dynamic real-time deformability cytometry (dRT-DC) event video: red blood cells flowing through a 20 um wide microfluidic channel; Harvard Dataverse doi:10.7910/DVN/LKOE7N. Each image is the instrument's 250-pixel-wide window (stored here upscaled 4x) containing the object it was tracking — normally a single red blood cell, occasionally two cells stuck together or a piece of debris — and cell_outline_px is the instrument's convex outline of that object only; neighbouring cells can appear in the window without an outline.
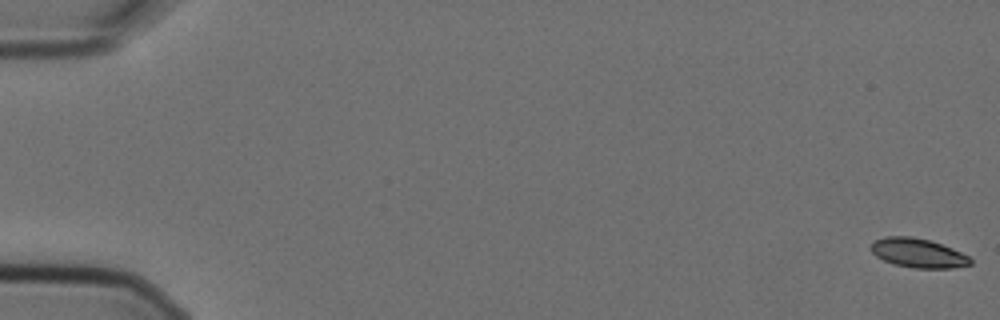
{"species": "Egyptian fruit bat (a non-hibernating species)", "species_latin": "Rousettus aegyptiacus", "temperature_condition": "cold", "stored_images_in_passage": 8, "camera_frame_rate_fps": 3000, "um_per_image_px": 0.085, "animal": {"sex": "female"}, "frame": {"image": 1, "passage_image": 1, "time_ms": 0.0, "image_size_px": [1000, 320], "cell_outline_px": [[972, 264], [952, 268], [916, 268], [892, 264], [876, 256], [868, 248], [876, 240], [884, 236], [912, 236], [928, 240], [952, 248], [968, 256], [972, 260]], "centroid_in_image_um": [78.01, 21.51], "position_along_channel_um": 7.0, "area_um2": 16.88}}
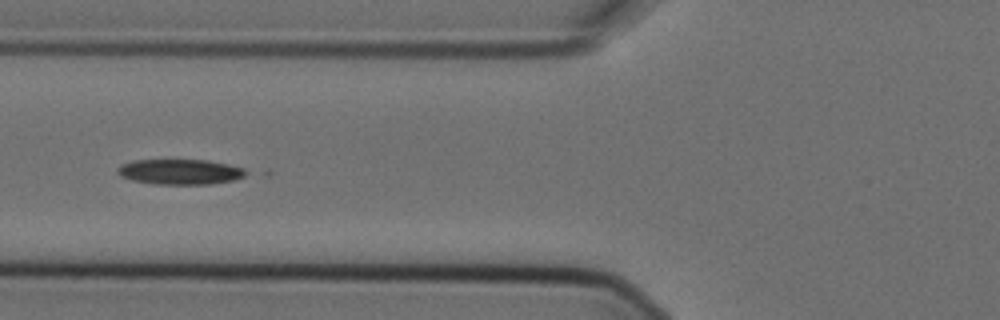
{"frame": {"image": 2, "passage_image": 7, "time_ms": 2.0, "image_size_px": [1000, 320], "cell_outline_px": [[252, 172], [244, 176], [232, 180], [208, 184], [156, 184], [132, 180], [120, 176], [116, 172], [116, 168], [120, 164], [132, 160], [208, 160], [228, 164], [244, 168]], "centroid_in_image_um": [15.3, 14.59], "position_along_channel_um": 110.5, "area_um2": 19.07}}
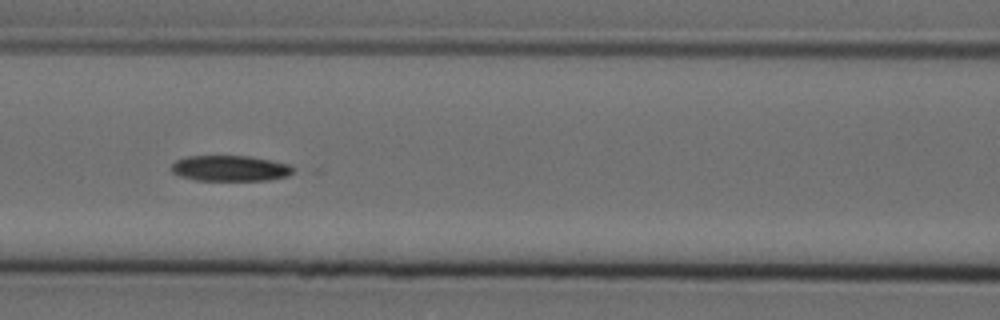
{"frame": {"image": 3, "passage_image": 8, "time_ms": 2.333, "image_size_px": [1000, 320], "cell_outline_px": [[300, 168], [288, 176], [268, 180], [196, 180], [180, 176], [172, 172], [172, 164], [176, 160], [188, 156], [248, 156], [272, 160], [292, 164]], "centroid_in_image_um": [19.66, 14.3], "position_along_channel_um": 146.9, "area_um2": 18.5}}